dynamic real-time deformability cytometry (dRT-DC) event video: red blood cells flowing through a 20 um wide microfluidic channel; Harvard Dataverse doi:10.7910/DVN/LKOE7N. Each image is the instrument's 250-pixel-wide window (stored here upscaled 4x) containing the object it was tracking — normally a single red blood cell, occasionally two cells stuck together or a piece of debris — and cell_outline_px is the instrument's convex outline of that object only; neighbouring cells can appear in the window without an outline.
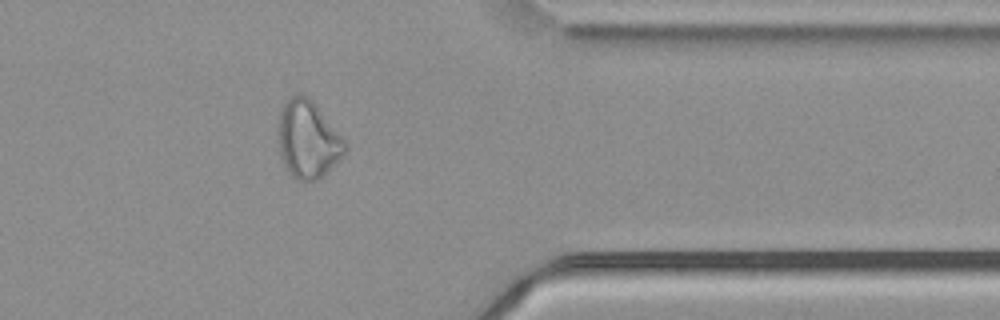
{"species": "common noctule bat (a hibernating species)", "species_latin": "Nyctalus noctula", "temperature_condition": "cold", "stored_images_in_passage": 49, "camera_frame_rate_fps": 3000, "um_per_image_px": 0.085, "animal": {"sex": "male", "body_mass_g": 21.5, "forearm_length_mm": 52.0}, "frame": {"image": 1, "passage_image": 42, "time_ms": 13.667, "image_size_px": [1000, 320], "cell_outline_px": [[348, 148], [316, 180], [296, 180], [288, 172], [284, 164], [280, 152], [276, 136], [276, 128], [280, 108], [296, 92], [300, 92], [308, 96], [316, 104], [348, 144]], "centroid_in_image_um": [26.11, 11.79], "position_along_channel_um": 385.3, "area_um2": 30.17}}